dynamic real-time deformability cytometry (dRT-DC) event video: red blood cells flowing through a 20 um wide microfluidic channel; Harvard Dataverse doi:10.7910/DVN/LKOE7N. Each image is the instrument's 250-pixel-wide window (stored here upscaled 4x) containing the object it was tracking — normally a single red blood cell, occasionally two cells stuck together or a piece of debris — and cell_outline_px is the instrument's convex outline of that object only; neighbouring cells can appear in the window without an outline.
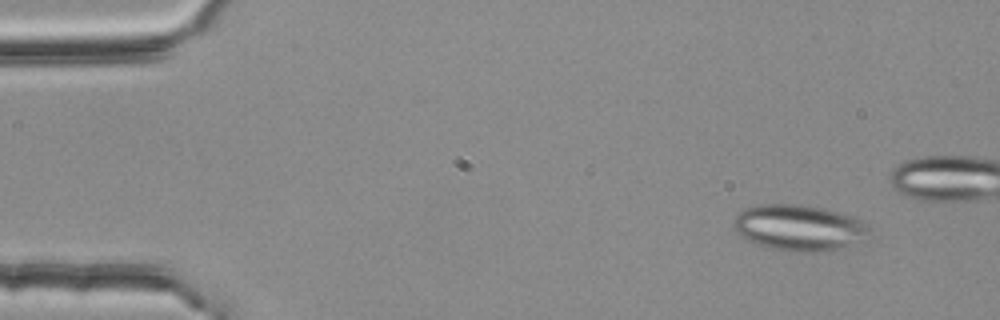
{"species": "common noctule bat (a hibernating species)", "species_latin": "Nyctalus noctula", "temperature_condition": "room temperature", "stored_images_in_passage": 51, "segment_of_instrument_passage": [1, 2], "camera_frame_rate_fps": 3000, "um_per_image_px": 0.085, "animal": {"sex": "female", "body_mass_g": 25.1}, "frame": {"image": 1, "passage_image": 2, "time_ms": 0.333, "image_size_px": [1000, 320], "cell_outline_px": [[872, 240], [828, 252], [796, 252], [768, 248], [748, 240], [736, 232], [732, 228], [732, 224], [736, 216], [740, 212], [748, 208], [760, 204], [800, 204], [824, 208], [860, 220], [872, 228]], "centroid_in_image_um": [68.02, 19.39], "position_along_channel_um": 17.0, "area_um2": 37.11}}